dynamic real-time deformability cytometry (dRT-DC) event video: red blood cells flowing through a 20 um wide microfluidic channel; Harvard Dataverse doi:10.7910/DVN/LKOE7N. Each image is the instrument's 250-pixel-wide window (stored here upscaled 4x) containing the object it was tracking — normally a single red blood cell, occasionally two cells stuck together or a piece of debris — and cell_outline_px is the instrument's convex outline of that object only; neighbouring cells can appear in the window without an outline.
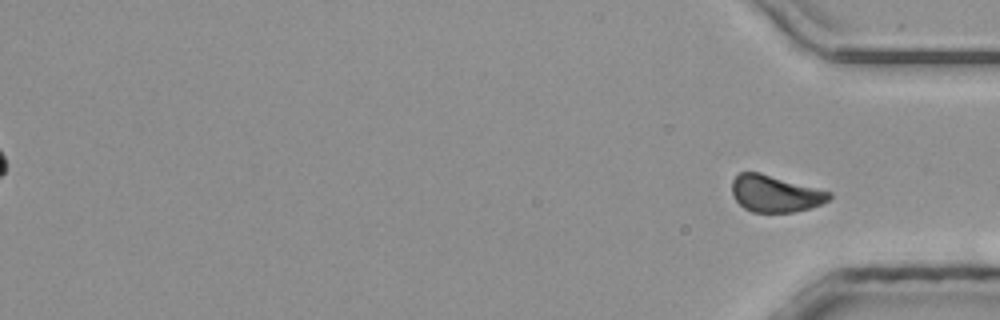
{"species": "common noctule bat (a hibernating species)", "species_latin": "Nyctalus noctula", "temperature_condition": "room temperature", "stored_images_in_passage": 39, "segment_of_instrument_passage": [2, 2], "camera_frame_rate_fps": 3000, "um_per_image_px": 0.085, "animal": {"sex": "male", "body_mass_g": 20.4}, "frame": {"image": 1, "passage_image": 39, "time_ms": 12.667, "image_size_px": [1000, 320], "cell_outline_px": [[832, 196], [828, 200], [812, 208], [792, 212], [752, 212], [744, 208], [732, 196], [732, 180], [740, 172], [760, 172], [832, 192]], "centroid_in_image_um": [65.88, 16.46], "position_along_channel_um": 369.3, "area_um2": 20.87}}